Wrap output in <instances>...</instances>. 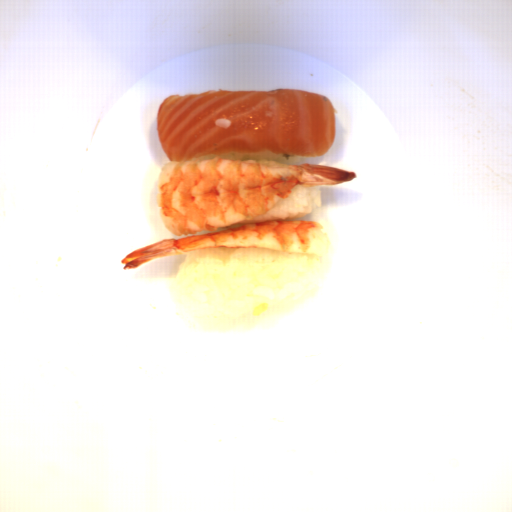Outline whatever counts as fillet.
Wrapping results in <instances>:
<instances>
[{"label":"fillet","mask_w":512,"mask_h":512,"mask_svg":"<svg viewBox=\"0 0 512 512\" xmlns=\"http://www.w3.org/2000/svg\"><path fill=\"white\" fill-rule=\"evenodd\" d=\"M157 134L173 161L226 152L324 155L336 140L334 106L302 89L208 90L170 95L158 108Z\"/></svg>","instance_id":"obj_1"}]
</instances>
